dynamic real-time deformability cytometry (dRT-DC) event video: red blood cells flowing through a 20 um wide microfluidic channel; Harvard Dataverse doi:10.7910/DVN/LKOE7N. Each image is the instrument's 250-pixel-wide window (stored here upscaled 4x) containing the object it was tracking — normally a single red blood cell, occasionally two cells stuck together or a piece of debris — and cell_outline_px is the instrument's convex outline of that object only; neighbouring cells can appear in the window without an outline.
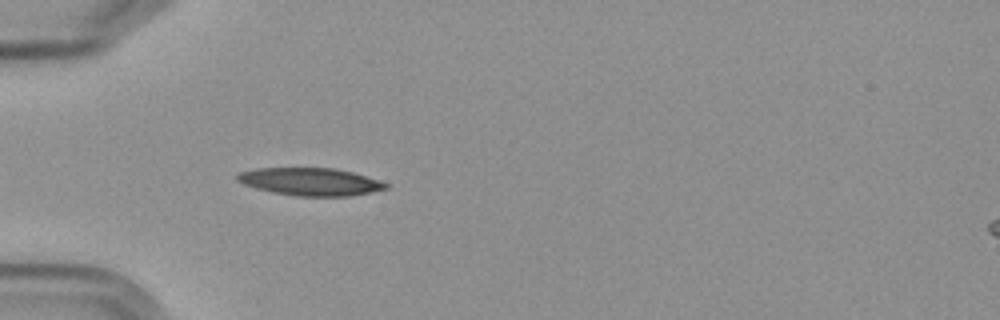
{"species": "Egyptian fruit bat (a non-hibernating species)", "species_latin": "Rousettus aegyptiacus", "temperature_condition": "cold", "stored_images_in_passage": 5, "camera_frame_rate_fps": 3000, "um_per_image_px": 0.085, "frame": {"image": 1, "passage_image": 5, "time_ms": 5.667, "image_size_px": [1000, 320], "cell_outline_px": [[388, 188], [372, 192], [352, 196], [296, 196], [272, 192], [256, 188], [244, 184], [236, 180], [236, 176], [240, 172], [256, 168], [336, 168], [352, 172], [388, 184]], "centroid_in_image_um": [26.36, 15.45], "position_along_channel_um": 58.6, "area_um2": 23.81}}